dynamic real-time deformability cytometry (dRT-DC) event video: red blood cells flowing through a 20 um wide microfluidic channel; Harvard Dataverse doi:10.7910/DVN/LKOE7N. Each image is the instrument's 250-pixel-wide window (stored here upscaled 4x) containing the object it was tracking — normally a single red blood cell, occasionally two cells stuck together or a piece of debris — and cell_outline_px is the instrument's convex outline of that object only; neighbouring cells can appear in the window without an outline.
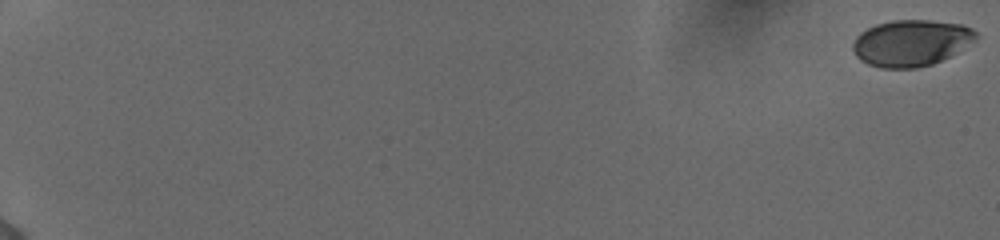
{"species": "human", "species_latin": "Homo sapiens", "temperature_condition": "cold", "stored_images_in_passage": 56, "camera_frame_rate_fps": 3000, "um_per_image_px": 0.085, "donor": {"sex": "female"}, "frame": {"image": 1, "passage_image": 1, "time_ms": 0.0, "image_size_px": [1000, 240], "cell_outline_px": [[976, 40], [948, 56], [932, 64], [916, 68], [880, 68], [868, 64], [860, 60], [856, 56], [852, 48], [852, 44], [856, 36], [860, 32], [876, 24], [892, 20], [928, 20], [960, 24], [972, 28], [976, 32]], "centroid_in_image_um": [77.4, 3.65], "position_along_channel_um": 7.6, "area_um2": 33.12}}
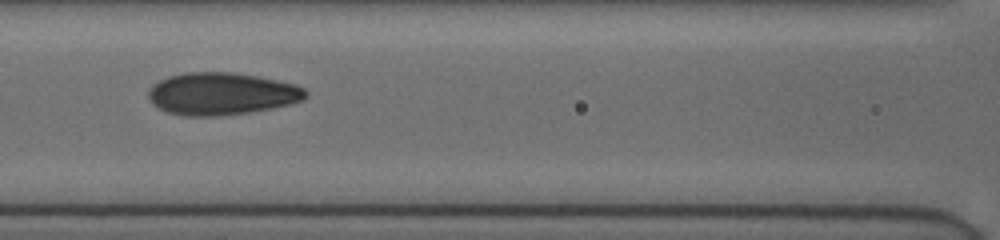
{"frame": {"image": 2, "passage_image": 30, "time_ms": 9.667, "image_size_px": [1000, 240], "cell_outline_px": [[308, 96], [304, 100], [272, 108], [248, 112], [216, 116], [184, 116], [168, 112], [152, 104], [148, 96], [148, 92], [152, 84], [168, 76], [184, 72], [236, 72], [296, 84], [304, 88], [308, 92]], "centroid_in_image_um": [18.84, 7.96], "position_along_channel_um": 147.8, "area_um2": 38.9}}
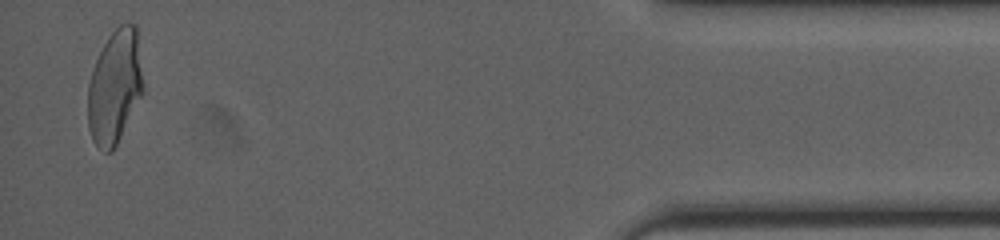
{"frame": {"image": 3, "passage_image": 56, "time_ms": 18.333, "image_size_px": [1000, 240], "cell_outline_px": [[144, 92], [112, 152], [104, 152], [92, 140], [88, 128], [88, 84], [96, 60], [108, 36], [120, 24], [136, 24], [144, 84]], "centroid_in_image_um": [9.77, 7.38], "position_along_channel_um": 425.4, "area_um2": 36.7}, "authors_computed_cell_mechanics": {"area_um2": 36.703, "velocity_mm_per_s": 3.8811, "shape_relaxation_time_tau1_ms": 5.5174, "shape_relaxation_time_tau2_ms": 0.8108, "deformation_change_tau1": 0.1964, "deformation_change_tau2": 0.0552}}